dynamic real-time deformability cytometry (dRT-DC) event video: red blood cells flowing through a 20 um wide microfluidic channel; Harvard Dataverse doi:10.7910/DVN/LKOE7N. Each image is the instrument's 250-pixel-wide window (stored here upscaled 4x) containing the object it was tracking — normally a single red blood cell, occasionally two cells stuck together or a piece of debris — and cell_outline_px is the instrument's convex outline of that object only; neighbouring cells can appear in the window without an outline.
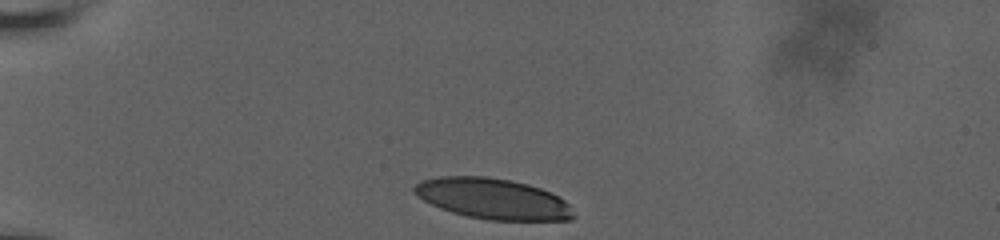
{"species": "human", "species_latin": "Homo sapiens", "temperature_condition": "room temperature", "stored_images_in_passage": 29, "camera_frame_rate_fps": 3000, "um_per_image_px": 0.085, "donor": {"sex": "male"}, "frame": {"image": 1, "passage_image": 1, "time_ms": 0.0, "image_size_px": [1000, 240], "cell_outline_px": [[576, 216], [572, 220], [488, 220], [468, 216], [452, 212], [440, 208], [416, 196], [412, 192], [412, 188], [416, 184], [424, 180], [440, 176], [484, 176], [512, 180], [528, 184], [540, 188], [564, 200], [568, 204]], "centroid_in_image_um": [41.88, 16.89], "position_along_channel_um": 43.1, "area_um2": 37.69}}
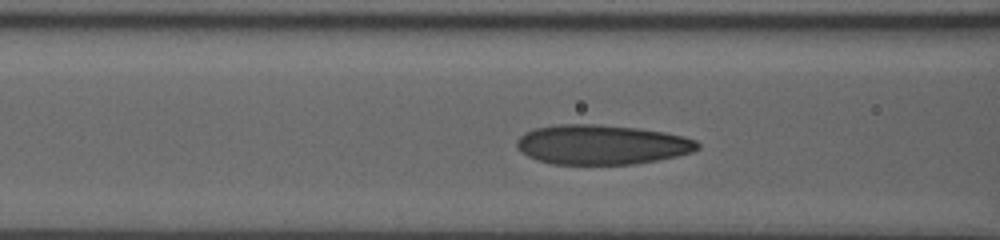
{"frame": {"image": 2, "passage_image": 14, "time_ms": 3.333, "image_size_px": [1000, 240], "cell_outline_px": [[700, 148], [692, 152], [676, 156], [656, 160], [632, 164], [552, 164], [536, 160], [520, 152], [516, 148], [516, 140], [524, 132], [536, 128], [556, 124], [596, 124], [636, 128], [664, 132], [684, 136], [696, 140], [700, 144]], "centroid_in_image_um": [51.11, 12.29], "position_along_channel_um": 115.5, "area_um2": 41.96}}
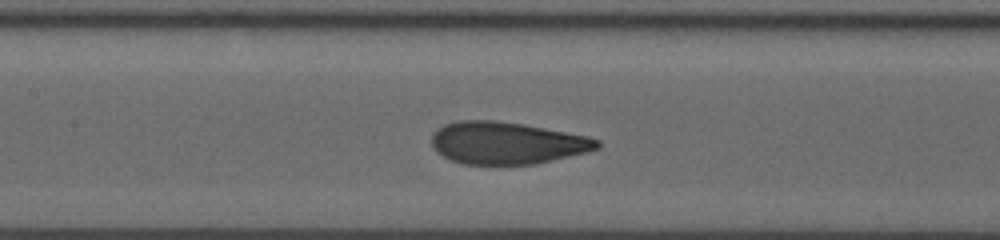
{"frame": {"image": 3, "passage_image": 23, "time_ms": 4.667, "image_size_px": [1000, 240], "cell_outline_px": [[600, 148], [588, 152], [536, 164], [464, 164], [452, 160], [436, 152], [432, 148], [432, 132], [444, 124], [456, 120], [496, 120], [524, 124], [588, 136], [600, 140]], "centroid_in_image_um": [43.08, 12.14], "position_along_channel_um": 164.3, "area_um2": 40.98}}